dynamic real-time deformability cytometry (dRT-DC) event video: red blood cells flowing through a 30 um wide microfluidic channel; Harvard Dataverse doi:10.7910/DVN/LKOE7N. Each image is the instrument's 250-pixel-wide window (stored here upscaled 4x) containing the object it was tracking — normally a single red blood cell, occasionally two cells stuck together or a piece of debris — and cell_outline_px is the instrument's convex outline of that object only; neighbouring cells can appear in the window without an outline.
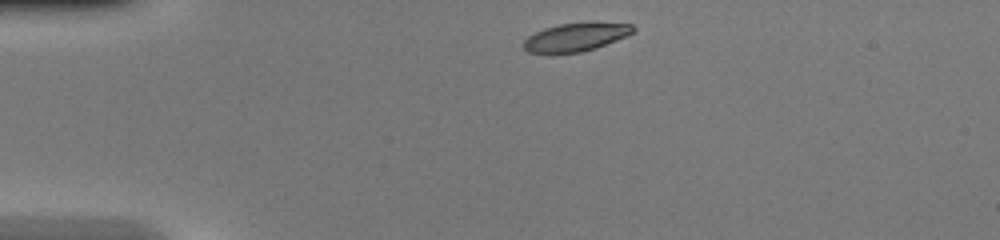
{"species": "common noctule bat (a hibernating species)", "species_latin": "Nyctalus noctula", "temperature_condition": "warm", "stored_images_in_passage": 39, "camera_frame_rate_fps": 3000, "um_per_image_px": 0.085, "animal": {"sex": "female", "body_mass_g": 20.0, "forearm_length_mm": 54.0}, "frame": {"image": 1, "passage_image": 1, "time_ms": 0.0, "image_size_px": [1000, 240], "cell_outline_px": [[636, 28], [632, 32], [616, 40], [596, 48], [580, 52], [552, 56], [528, 52], [524, 48], [524, 40], [528, 36], [544, 28], [560, 24], [632, 24]], "centroid_in_image_um": [48.82, 3.23], "position_along_channel_um": 36.2, "area_um2": 17.86}}
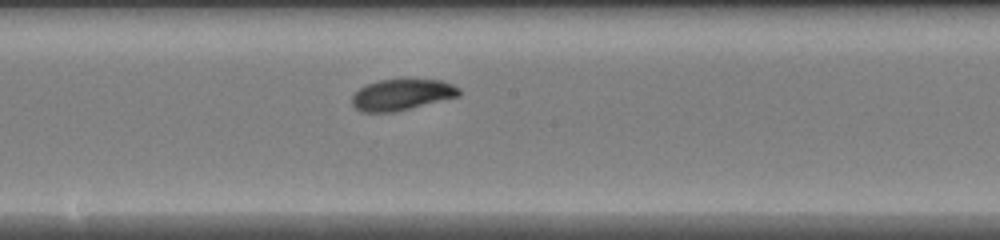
{"frame": {"image": 2, "passage_image": 17, "time_ms": 5.333, "image_size_px": [1000, 240], "cell_outline_px": [[460, 96], [396, 112], [360, 112], [352, 104], [352, 96], [360, 88], [368, 84], [380, 80], [440, 80], [452, 84], [460, 88]], "centroid_in_image_um": [34.17, 8.06], "position_along_channel_um": 214.0, "area_um2": 19.31}}
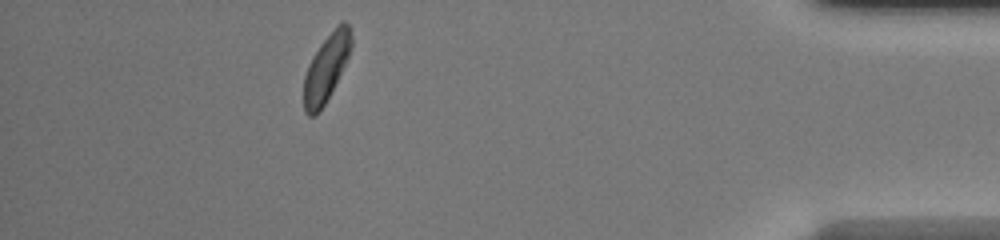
{"frame": {"image": 3, "passage_image": 34, "time_ms": 11.0, "image_size_px": [1000, 240], "cell_outline_px": [[352, 44], [348, 56], [320, 112], [312, 116], [308, 116], [304, 112], [304, 76], [308, 64], [312, 56], [320, 44], [340, 20], [344, 20], [348, 24], [352, 36]], "centroid_in_image_um": [27.71, 5.73], "position_along_channel_um": 407.5, "area_um2": 18.32}, "authors_computed_cell_mechanics": {"area_um2": 19.2474, "velocity_mm_per_s": 4.2573, "shape_relaxation_time_tau1_ms": 5.4258, "shape_relaxation_time_tau2_ms": 2.403, "deformation_change_tau1": 0.1603, "deformation_change_tau2": 0.0695}}